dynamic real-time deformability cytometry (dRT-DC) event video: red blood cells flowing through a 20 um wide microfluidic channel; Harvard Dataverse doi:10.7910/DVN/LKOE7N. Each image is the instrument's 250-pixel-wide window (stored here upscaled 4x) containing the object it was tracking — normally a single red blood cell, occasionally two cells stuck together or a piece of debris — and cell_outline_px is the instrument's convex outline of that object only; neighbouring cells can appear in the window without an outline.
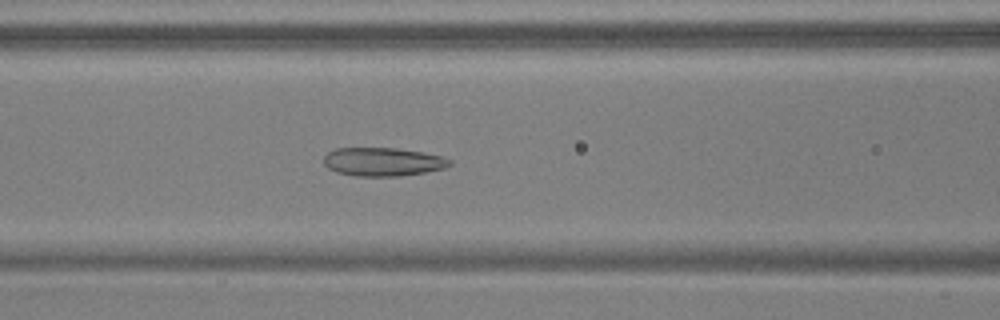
{"species": "common noctule bat (a hibernating species)", "species_latin": "Nyctalus noctula", "temperature_condition": "warm", "stored_images_in_passage": 54, "camera_frame_rate_fps": 3000, "um_per_image_px": 0.085, "animal": {"sex": "male", "body_mass_g": 17.9, "forearm_length_mm": 54.2}, "frame": {"image": 1, "passage_image": 23, "time_ms": 7.333, "image_size_px": [1000, 320], "cell_outline_px": [[452, 164], [444, 168], [424, 172], [400, 176], [356, 176], [336, 172], [328, 168], [324, 164], [324, 156], [328, 152], [336, 148], [396, 148], [420, 152], [440, 156], [452, 160]], "centroid_in_image_um": [32.52, 13.75], "position_along_channel_um": 134.1, "area_um2": 20.81}}
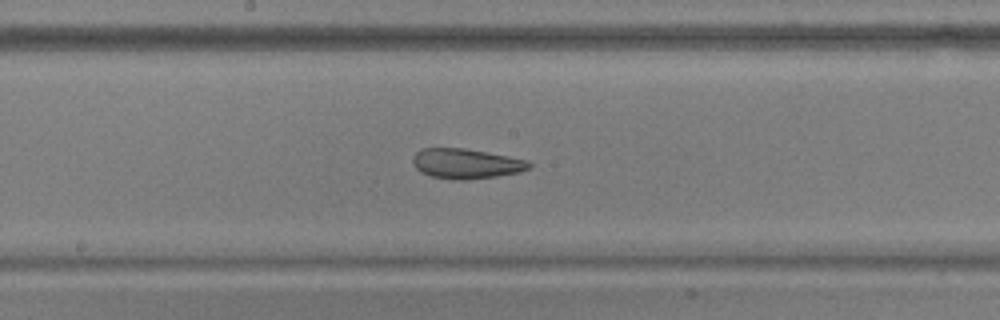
{"frame": {"image": 2, "passage_image": 29, "time_ms": 9.333, "image_size_px": [1000, 320], "cell_outline_px": [[532, 168], [520, 172], [496, 176], [464, 180], [456, 180], [432, 176], [420, 172], [416, 168], [412, 160], [412, 156], [420, 148], [464, 148], [508, 156], [528, 160], [532, 164]], "centroid_in_image_um": [39.62, 13.9], "position_along_channel_um": 208.6, "area_um2": 20.4}}
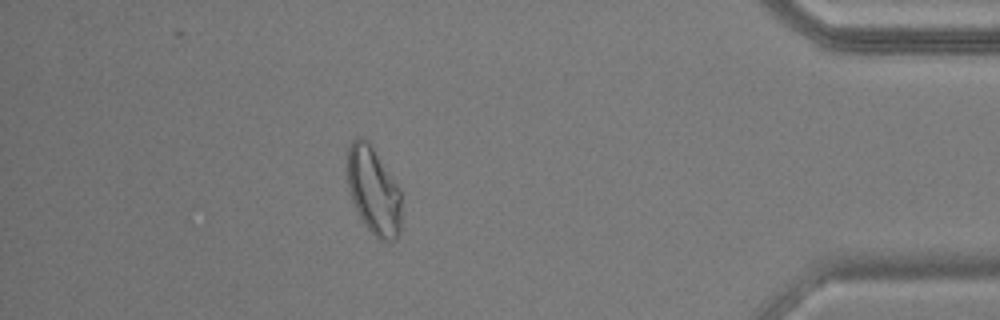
{"frame": {"image": 3, "passage_image": 48, "time_ms": 15.667, "image_size_px": [1000, 320], "cell_outline_px": [[400, 232], [396, 240], [388, 244], [380, 240], [364, 224], [352, 200], [348, 184], [344, 148], [356, 136], [360, 136], [368, 140], [372, 144], [400, 188]], "centroid_in_image_um": [31.72, 16.13], "position_along_channel_um": 403.5, "area_um2": 28.44}, "authors_computed_cell_mechanics": {"area_um2": 24.854, "velocity_mm_per_s": 3.7233, "shape_relaxation_time_tau1_ms": null, "shape_relaxation_time_tau2_ms": 2.3159, "deformation_change_tau1": null, "deformation_change_tau2": 0.0789}}